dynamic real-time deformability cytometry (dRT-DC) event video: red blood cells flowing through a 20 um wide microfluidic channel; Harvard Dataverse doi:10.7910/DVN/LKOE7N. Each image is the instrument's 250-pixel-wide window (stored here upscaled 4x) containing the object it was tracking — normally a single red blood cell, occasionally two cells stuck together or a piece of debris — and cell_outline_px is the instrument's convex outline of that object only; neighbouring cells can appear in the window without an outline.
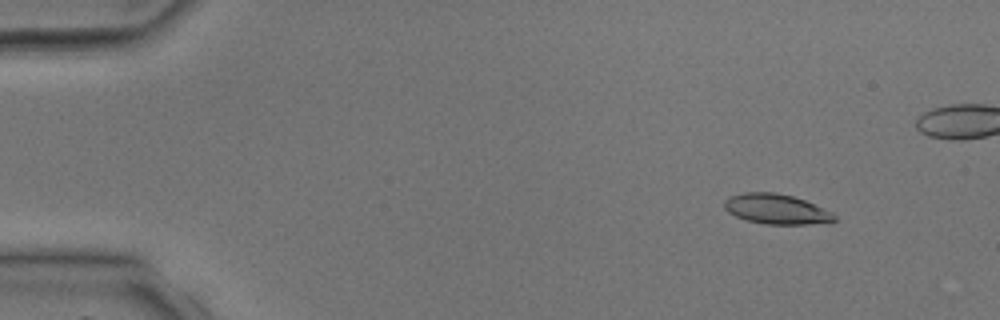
{"species": "common noctule bat (a hibernating species)", "species_latin": "Nyctalus noctula", "temperature_condition": "room temperature", "stored_images_in_passage": 41, "camera_frame_rate_fps": 3000, "um_per_image_px": 0.085, "animal": {"sex": "male", "body_mass_g": 17.9, "forearm_length_mm": 54.2}, "frame": {"image": 1, "passage_image": 5, "time_ms": 1.333, "image_size_px": [1000, 320], "cell_outline_px": [[836, 220], [832, 224], [764, 224], [744, 220], [728, 212], [724, 208], [724, 200], [728, 196], [744, 192], [776, 192], [792, 196], [804, 200], [832, 212], [836, 216]], "centroid_in_image_um": [66.0, 17.78], "position_along_channel_um": 19.0, "area_um2": 19.59}}
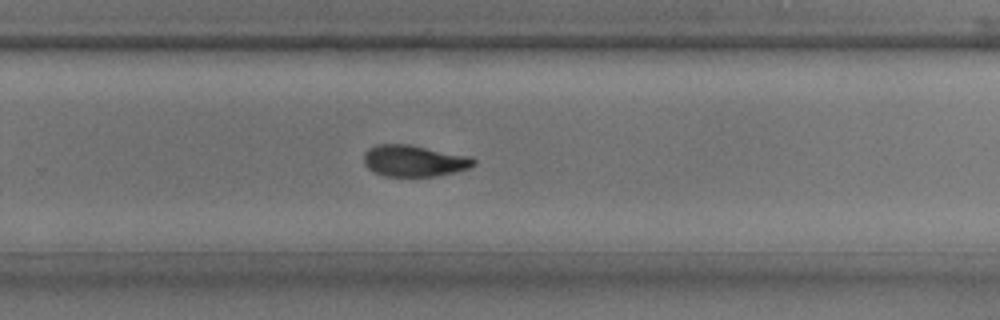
{"frame": {"image": 2, "passage_image": 27, "time_ms": 8.667, "image_size_px": [1000, 320], "cell_outline_px": [[476, 164], [468, 168], [452, 172], [432, 176], [384, 176], [368, 168], [364, 164], [364, 152], [368, 148], [376, 144], [408, 144], [472, 156], [476, 160]], "centroid_in_image_um": [35.19, 13.65], "position_along_channel_um": 294.6, "area_um2": 20.11}}
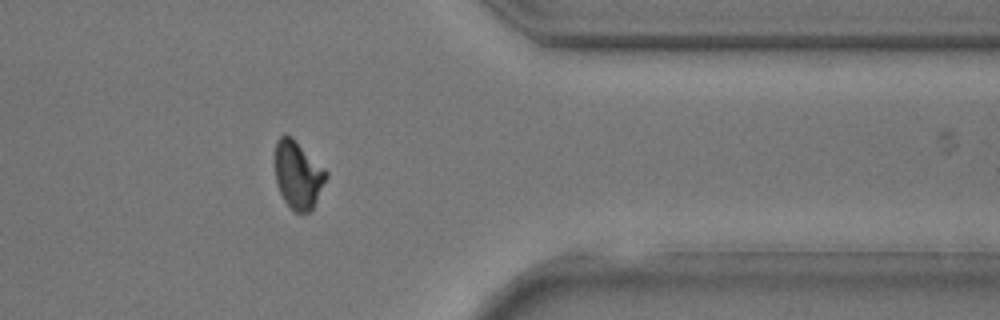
{"frame": {"image": 3, "passage_image": 33, "time_ms": 10.667, "image_size_px": [1000, 320], "cell_outline_px": [[328, 176], [312, 208], [308, 212], [296, 212], [284, 200], [280, 192], [276, 180], [276, 140], [284, 132], [292, 136], [328, 172]], "centroid_in_image_um": [25.33, 14.81], "position_along_channel_um": 386.1, "area_um2": 19.88}}